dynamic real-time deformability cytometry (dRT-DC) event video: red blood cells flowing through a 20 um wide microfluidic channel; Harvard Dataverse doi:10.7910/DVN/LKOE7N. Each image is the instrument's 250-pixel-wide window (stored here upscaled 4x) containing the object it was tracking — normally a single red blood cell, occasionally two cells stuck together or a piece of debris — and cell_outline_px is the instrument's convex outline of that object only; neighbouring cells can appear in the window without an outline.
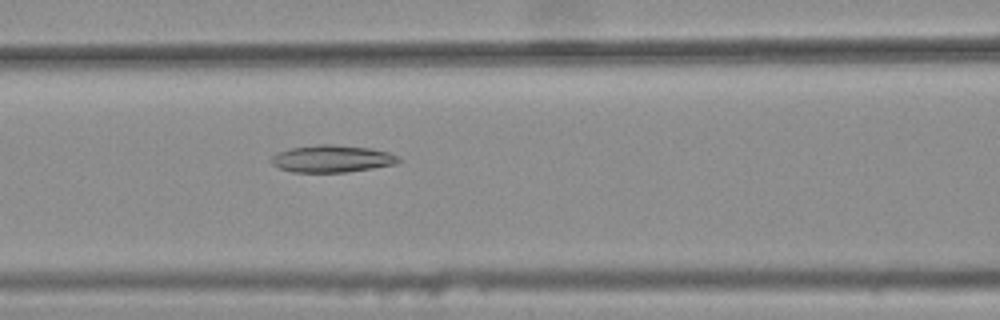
{"species": "common noctule bat (a hibernating species)", "species_latin": "Nyctalus noctula", "temperature_condition": "warm", "stored_images_in_passage": 26, "camera_frame_rate_fps": 3000, "um_per_image_px": 0.085, "animal": {"sex": "female", "body_mass_g": 25.1}, "frame": {"image": 1, "passage_image": 7, "time_ms": 2.0, "image_size_px": [1000, 320], "cell_outline_px": [[404, 160], [396, 164], [348, 172], [292, 172], [280, 168], [272, 164], [268, 160], [276, 152], [292, 148], [320, 144], [332, 144], [368, 148], [388, 152], [400, 156]], "centroid_in_image_um": [28.23, 13.49], "position_along_channel_um": 138.4, "area_um2": 20.29}}
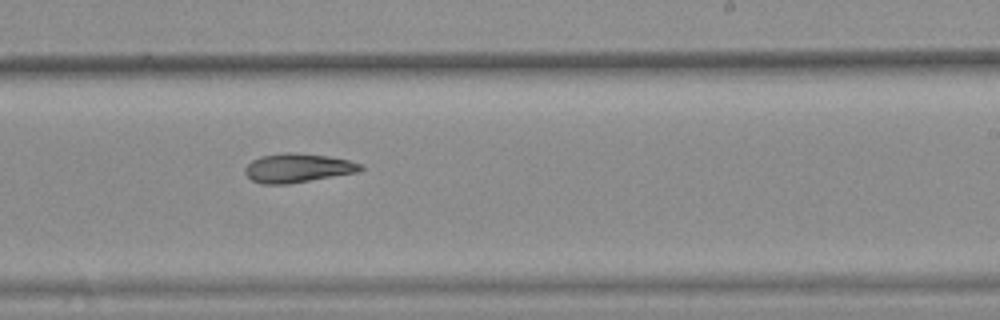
{"frame": {"image": 2, "passage_image": 17, "time_ms": 5.333, "image_size_px": [1000, 320], "cell_outline_px": [[364, 168], [356, 172], [288, 184], [260, 184], [252, 180], [244, 172], [244, 168], [252, 160], [260, 156], [284, 152], [292, 152], [328, 156], [348, 160], [360, 164]], "centroid_in_image_um": [25.25, 14.27], "position_along_channel_um": 263.8, "area_um2": 19.36}}
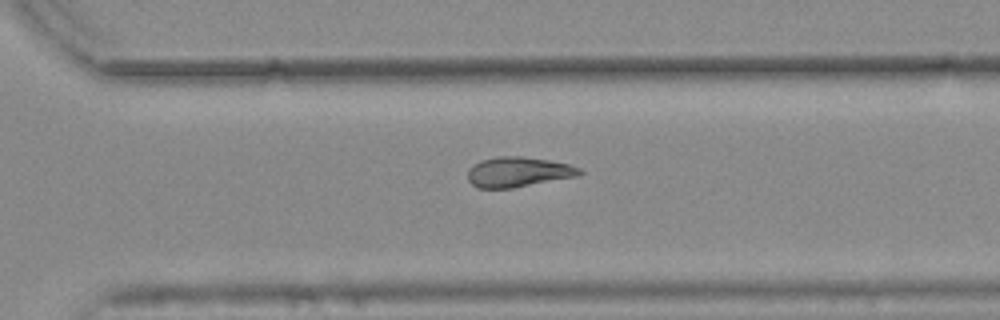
{"frame": {"image": 3, "passage_image": 22, "time_ms": 7.0, "image_size_px": [1000, 320], "cell_outline_px": [[584, 172], [576, 176], [512, 188], [476, 188], [468, 180], [468, 168], [472, 164], [480, 160], [500, 156], [520, 156], [548, 160], [568, 164], [580, 168]], "centroid_in_image_um": [44.0, 14.61], "position_along_channel_um": 326.6, "area_um2": 19.54}, "authors_computed_cell_mechanics": {"area_um2": 19.4786, "velocity_mm_per_s": 3.7733, "shape_relaxation_time_tau1_ms": null, "shape_relaxation_time_tau2_ms": 8.4905, "deformation_change_tau1": null, "deformation_change_tau2": 0.182}}